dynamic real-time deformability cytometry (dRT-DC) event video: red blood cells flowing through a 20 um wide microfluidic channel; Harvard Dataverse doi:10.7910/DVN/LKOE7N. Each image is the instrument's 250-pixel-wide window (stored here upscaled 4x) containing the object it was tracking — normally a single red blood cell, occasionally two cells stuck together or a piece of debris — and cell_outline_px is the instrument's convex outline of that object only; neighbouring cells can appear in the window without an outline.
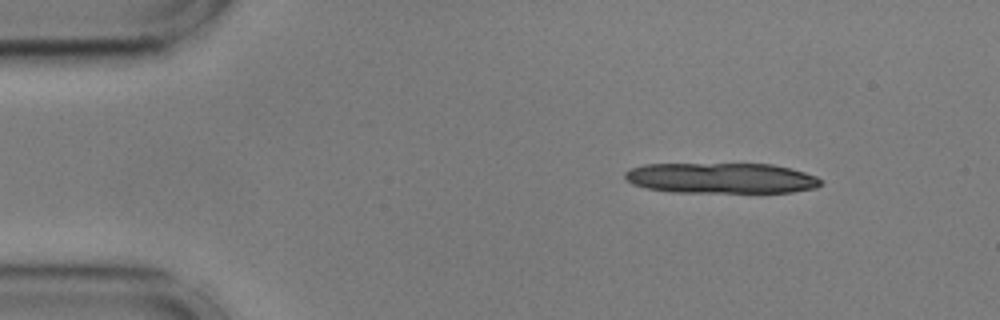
{"species": "common noctule bat (a hibernating species)", "species_latin": "Nyctalus noctula", "temperature_condition": "cold", "stored_images_in_passage": 14, "camera_frame_rate_fps": 3000, "um_per_image_px": 0.085, "animal": {"sex": "male", "body_mass_g": 17.9, "forearm_length_mm": 54.2}, "frame": {"image": 1, "passage_image": 6, "time_ms": 1.667, "image_size_px": [1000, 320], "cell_outline_px": [[824, 180], [816, 188], [792, 192], [672, 192], [648, 188], [632, 184], [624, 176], [624, 172], [628, 168], [644, 164], [772, 164], [792, 168], [816, 176]], "centroid_in_image_um": [61.31, 15.13], "position_along_channel_um": 23.7, "area_um2": 35.03}}